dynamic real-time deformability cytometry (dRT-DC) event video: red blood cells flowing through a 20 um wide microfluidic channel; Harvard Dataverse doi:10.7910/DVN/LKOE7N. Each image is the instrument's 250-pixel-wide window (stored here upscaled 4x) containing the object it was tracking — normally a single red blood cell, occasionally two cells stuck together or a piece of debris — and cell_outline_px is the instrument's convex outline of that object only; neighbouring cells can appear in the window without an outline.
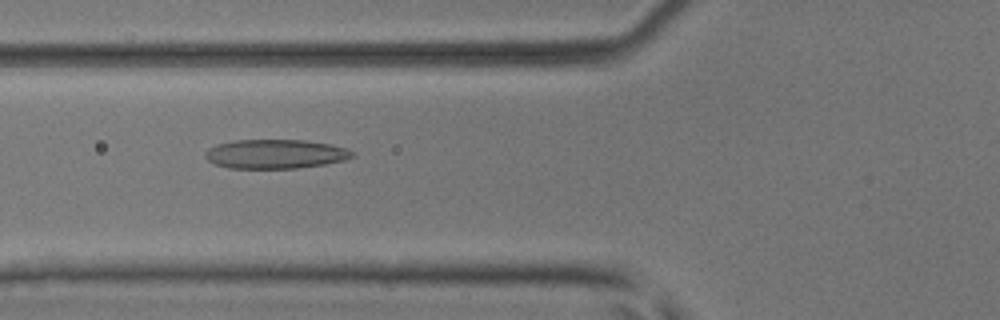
{"species": "common noctule bat (a hibernating species)", "species_latin": "Nyctalus noctula", "temperature_condition": "room temperature", "stored_images_in_passage": 50, "camera_frame_rate_fps": 3000, "um_per_image_px": 0.085, "animal": {"sex": "male", "body_mass_g": 17.9, "forearm_length_mm": 54.2}, "frame": {"image": 1, "passage_image": 19, "time_ms": 6.0, "image_size_px": [1000, 320], "cell_outline_px": [[356, 156], [344, 160], [324, 164], [296, 168], [228, 168], [216, 164], [208, 160], [204, 156], [204, 152], [208, 148], [216, 144], [232, 140], [304, 140], [332, 144], [348, 148], [356, 152]], "centroid_in_image_um": [23.43, 13.08], "position_along_channel_um": 102.4, "area_um2": 25.26}}
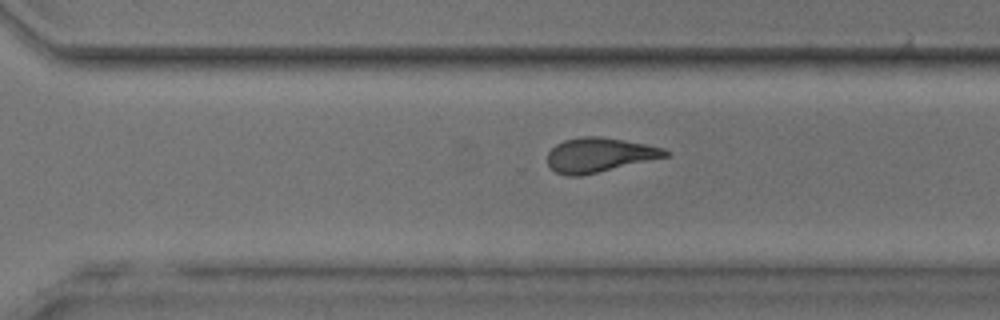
{"frame": {"image": 2, "passage_image": 35, "time_ms": 11.333, "image_size_px": [1000, 320], "cell_outline_px": [[668, 156], [580, 176], [568, 176], [556, 172], [548, 164], [548, 152], [556, 144], [564, 140], [580, 136], [596, 136], [624, 140], [664, 148], [668, 152]], "centroid_in_image_um": [50.9, 13.16], "position_along_channel_um": 319.7, "area_um2": 23.29}}
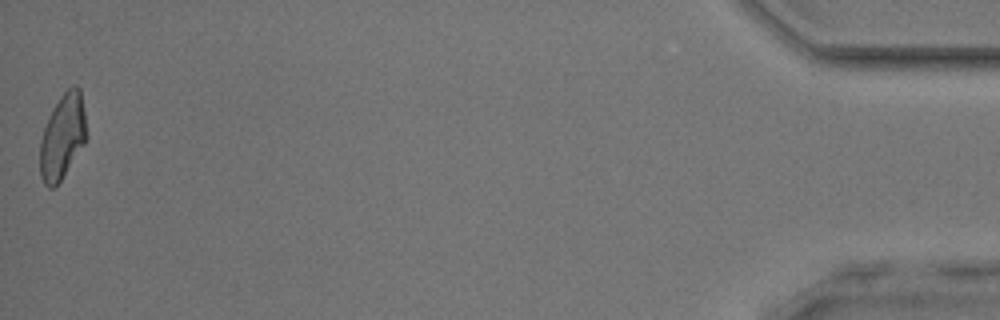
{"frame": {"image": 3, "passage_image": 50, "time_ms": 16.333, "image_size_px": [1000, 320], "cell_outline_px": [[88, 136], [84, 144], [60, 180], [52, 188], [48, 188], [44, 184], [40, 176], [40, 140], [44, 128], [52, 108], [60, 96], [72, 84], [76, 84], [80, 88]], "centroid_in_image_um": [5.32, 11.58], "position_along_channel_um": 429.9, "area_um2": 23.0}, "authors_computed_cell_mechanics": {"area_um2": 23.987, "velocity_mm_per_s": 4.0862, "shape_relaxation_time_tau1_ms": null, "shape_relaxation_time_tau2_ms": 2.0654, "deformation_change_tau1": null, "deformation_change_tau2": 0.1108}}